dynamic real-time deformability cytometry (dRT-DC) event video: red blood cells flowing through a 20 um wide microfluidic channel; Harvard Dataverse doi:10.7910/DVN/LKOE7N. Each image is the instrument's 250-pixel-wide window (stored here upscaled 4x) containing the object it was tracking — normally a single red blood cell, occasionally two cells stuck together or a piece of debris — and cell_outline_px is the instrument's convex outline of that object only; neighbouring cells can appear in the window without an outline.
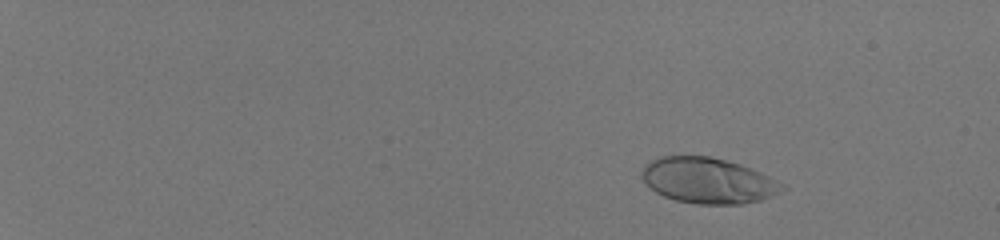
{"species": "human", "species_latin": "Homo sapiens", "temperature_condition": "room temperature", "stored_images_in_passage": 56, "camera_frame_rate_fps": 3000, "um_per_image_px": 0.085, "donor": {"sex": "male"}, "frame": {"image": 1, "passage_image": 10, "time_ms": 3.0, "image_size_px": [1000, 240], "cell_outline_px": [[788, 188], [772, 196], [760, 200], [740, 204], [696, 204], [676, 200], [664, 196], [656, 192], [640, 176], [640, 172], [644, 164], [660, 156], [708, 156], [740, 164], [760, 172], [784, 184]], "centroid_in_image_um": [60.18, 15.35], "position_along_channel_um": 24.8, "area_um2": 37.28}}
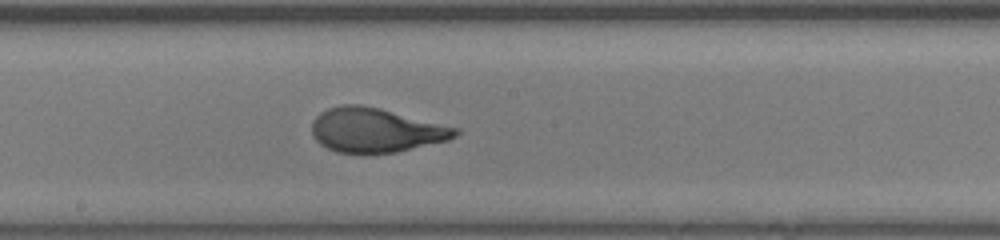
{"frame": {"image": 2, "passage_image": 37, "time_ms": 12.0, "image_size_px": [1000, 240], "cell_outline_px": [[460, 132], [456, 136], [448, 140], [396, 152], [364, 156], [336, 152], [320, 144], [312, 136], [312, 120], [320, 112], [328, 108], [344, 104], [360, 104], [380, 108], [460, 128]], "centroid_in_image_um": [31.91, 11.09], "position_along_channel_um": 216.3, "area_um2": 37.8}}
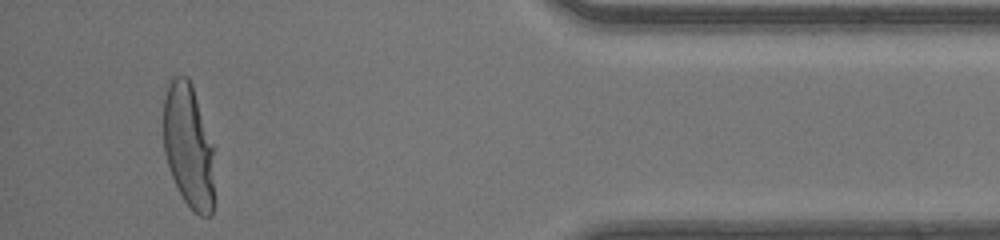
{"frame": {"image": 3, "passage_image": 54, "time_ms": 17.667, "image_size_px": [1000, 240], "cell_outline_px": [[212, 216], [200, 216], [184, 200], [172, 176], [164, 152], [164, 96], [168, 80], [172, 76], [188, 76], [192, 84], [212, 144]], "centroid_in_image_um": [15.99, 12.33], "position_along_channel_um": 419.2, "area_um2": 36.18}, "authors_computed_cell_mechanics": {"area_um2": 37.2521, "velocity_mm_per_s": 4.164, "shape_relaxation_time_tau1_ms": 4.9273, "shape_relaxation_time_tau2_ms": null, "deformation_change_tau1": 0.2534, "deformation_change_tau2": null}}